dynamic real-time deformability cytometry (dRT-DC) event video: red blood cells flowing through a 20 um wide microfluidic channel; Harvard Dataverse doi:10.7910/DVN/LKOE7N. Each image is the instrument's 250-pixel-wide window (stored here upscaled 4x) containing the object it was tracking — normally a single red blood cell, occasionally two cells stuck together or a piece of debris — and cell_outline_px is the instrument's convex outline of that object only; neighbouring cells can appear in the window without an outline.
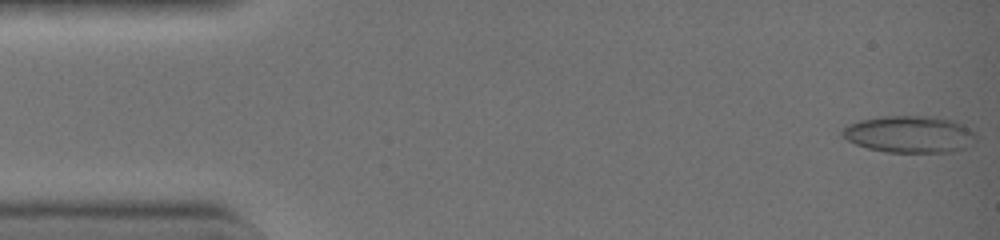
{"species": "common noctule bat (a hibernating species)", "species_latin": "Nyctalus noctula", "temperature_condition": "warm", "stored_images_in_passage": 20, "camera_frame_rate_fps": 3000, "um_per_image_px": 0.085, "animal": {"sex": "female", "body_mass_g": 19.0, "forearm_length_mm": 51.5}, "frame": {"image": 1, "passage_image": 1, "time_ms": 0.0, "image_size_px": [1000, 240], "cell_outline_px": [[976, 140], [964, 148], [952, 152], [884, 152], [868, 148], [856, 144], [848, 140], [840, 132], [848, 124], [860, 120], [884, 116], [924, 116], [952, 120], [960, 124], [972, 132]], "centroid_in_image_um": [77.27, 11.42], "position_along_channel_um": 7.7, "area_um2": 28.32}}
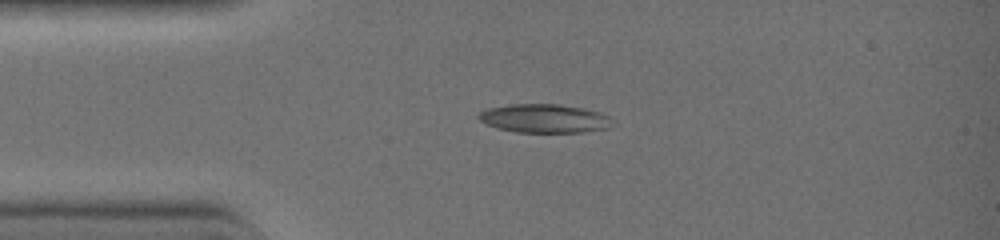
{"frame": {"image": 2, "passage_image": 10, "time_ms": 3.0, "image_size_px": [1000, 240], "cell_outline_px": [[616, 124], [608, 128], [580, 132], [516, 132], [496, 128], [480, 120], [476, 116], [480, 112], [488, 108], [512, 104], [556, 104], [580, 108], [596, 112], [608, 116]], "centroid_in_image_um": [46.26, 10.07], "position_along_channel_um": 38.7, "area_um2": 22.14}}
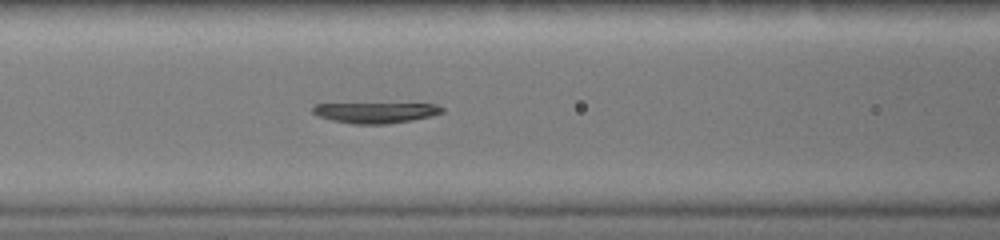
{"frame": {"image": 3, "passage_image": 18, "time_ms": 5.667, "image_size_px": [1000, 240], "cell_outline_px": [[444, 112], [432, 116], [412, 120], [388, 124], [352, 124], [332, 120], [320, 116], [312, 112], [312, 108], [316, 104], [436, 104], [444, 108]], "centroid_in_image_um": [31.97, 9.58], "position_along_channel_um": 134.6, "area_um2": 15.43}}